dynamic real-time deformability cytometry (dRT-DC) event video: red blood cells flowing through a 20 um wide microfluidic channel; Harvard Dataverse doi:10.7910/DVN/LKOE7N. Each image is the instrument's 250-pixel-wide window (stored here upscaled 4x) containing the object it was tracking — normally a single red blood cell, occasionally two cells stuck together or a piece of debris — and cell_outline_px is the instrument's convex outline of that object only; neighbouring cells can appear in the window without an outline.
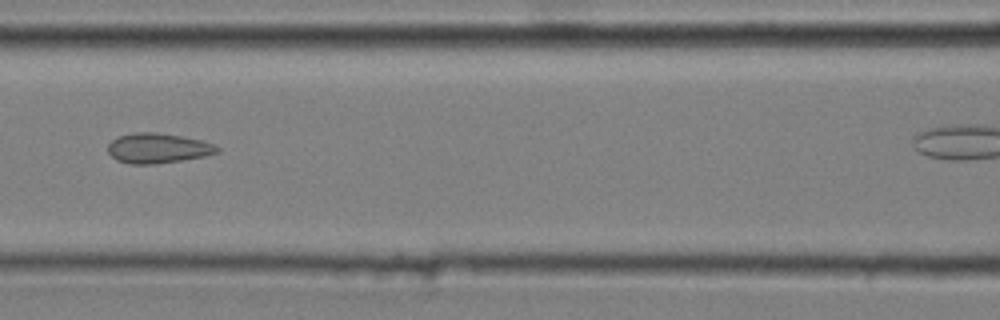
{"species": "common noctule bat (a hibernating species)", "species_latin": "Nyctalus noctula", "temperature_condition": "cold", "stored_images_in_passage": 6, "camera_frame_rate_fps": 3000, "um_per_image_px": 0.085, "animal": {"sex": "male", "body_mass_g": 20.4}, "frame": {"image": 1, "passage_image": 3, "time_ms": 0.667, "image_size_px": [1000, 320], "cell_outline_px": [[220, 152], [204, 156], [156, 164], [128, 164], [116, 160], [108, 152], [108, 144], [112, 140], [120, 136], [136, 132], [152, 132], [180, 136], [200, 140], [212, 144], [220, 148]], "centroid_in_image_um": [13.39, 12.61], "position_along_channel_um": 153.2, "area_um2": 18.9}}
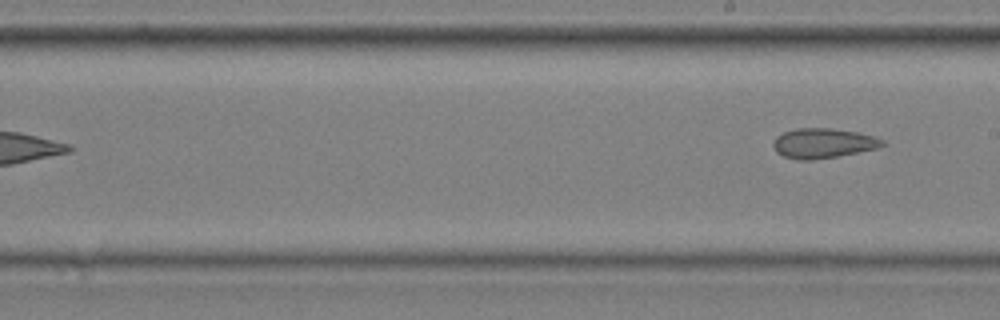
{"frame": {"image": 2, "passage_image": 6, "time_ms": 1.667, "image_size_px": [1000, 320], "cell_outline_px": [[884, 144], [876, 148], [836, 156], [812, 160], [800, 160], [784, 156], [776, 152], [772, 144], [776, 136], [784, 132], [796, 128], [832, 128], [856, 132], [876, 136], [884, 140]], "centroid_in_image_um": [69.94, 12.16], "position_along_channel_um": 219.1, "area_um2": 18.84}}